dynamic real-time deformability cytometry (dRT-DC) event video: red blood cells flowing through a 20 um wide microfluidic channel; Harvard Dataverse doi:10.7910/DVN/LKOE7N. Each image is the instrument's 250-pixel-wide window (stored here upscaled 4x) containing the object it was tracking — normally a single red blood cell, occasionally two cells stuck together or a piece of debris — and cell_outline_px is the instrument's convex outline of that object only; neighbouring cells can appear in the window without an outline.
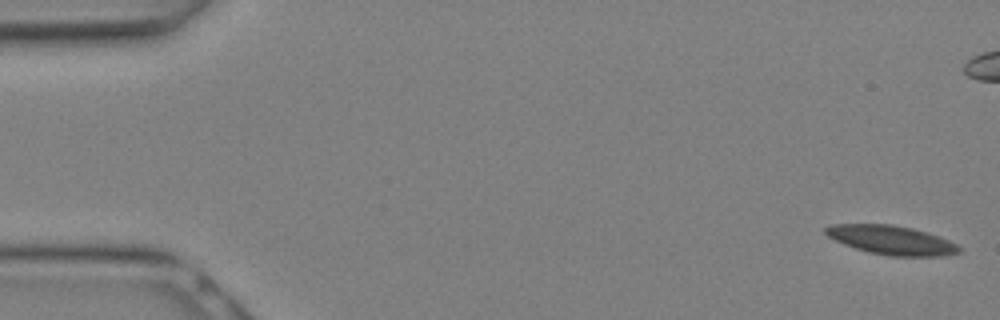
{"species": "Egyptian fruit bat (a non-hibernating species)", "species_latin": "Rousettus aegyptiacus", "temperature_condition": "warm", "stored_images_in_passage": 15, "camera_frame_rate_fps": 3000, "um_per_image_px": 0.085, "animal": {"sex": "female"}, "frame": {"image": 1, "passage_image": 1, "time_ms": 0.0, "image_size_px": [1000, 320], "cell_outline_px": [[960, 252], [940, 256], [892, 256], [868, 252], [844, 244], [828, 236], [824, 232], [824, 228], [828, 224], [892, 224], [912, 228], [948, 240], [956, 244], [960, 248]], "centroid_in_image_um": [75.72, 20.4], "position_along_channel_um": 9.3, "area_um2": 22.31}}
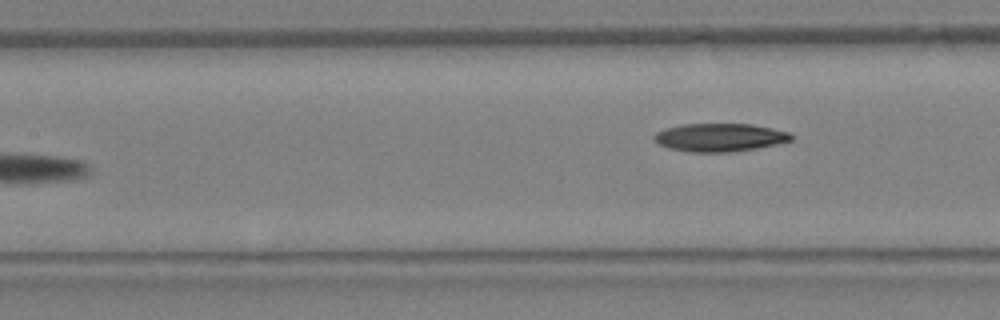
{"frame": {"image": 2, "passage_image": 15, "time_ms": 4.667, "image_size_px": [1000, 320], "cell_outline_px": [[792, 140], [776, 144], [756, 148], [732, 152], [692, 152], [672, 148], [660, 144], [652, 136], [656, 132], [664, 128], [680, 124], [752, 124], [772, 128], [788, 132], [792, 136]], "centroid_in_image_um": [61.17, 11.67], "position_along_channel_um": 146.2, "area_um2": 22.31}}